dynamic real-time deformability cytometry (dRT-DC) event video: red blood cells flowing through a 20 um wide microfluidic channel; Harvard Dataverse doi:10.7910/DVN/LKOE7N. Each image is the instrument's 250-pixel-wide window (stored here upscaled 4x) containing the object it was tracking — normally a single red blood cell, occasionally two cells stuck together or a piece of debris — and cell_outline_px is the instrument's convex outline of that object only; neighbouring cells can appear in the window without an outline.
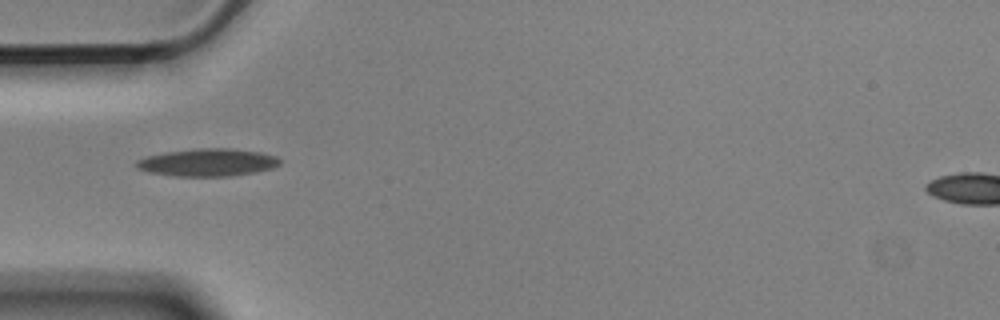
{"species": "Egyptian fruit bat (a non-hibernating species)", "species_latin": "Rousettus aegyptiacus", "temperature_condition": "cold", "stored_images_in_passage": 39, "camera_frame_rate_fps": 3000, "um_per_image_px": 0.085, "animal": {"sex": "male"}, "frame": {"image": 1, "passage_image": 1, "time_ms": 0.0, "image_size_px": [1000, 320], "cell_outline_px": [[280, 164], [272, 168], [256, 172], [228, 176], [172, 176], [148, 172], [136, 168], [136, 160], [148, 156], [164, 152], [192, 148], [232, 148], [260, 152], [276, 156], [280, 160]], "centroid_in_image_um": [17.63, 13.8], "position_along_channel_um": 67.4, "area_um2": 23.24}}
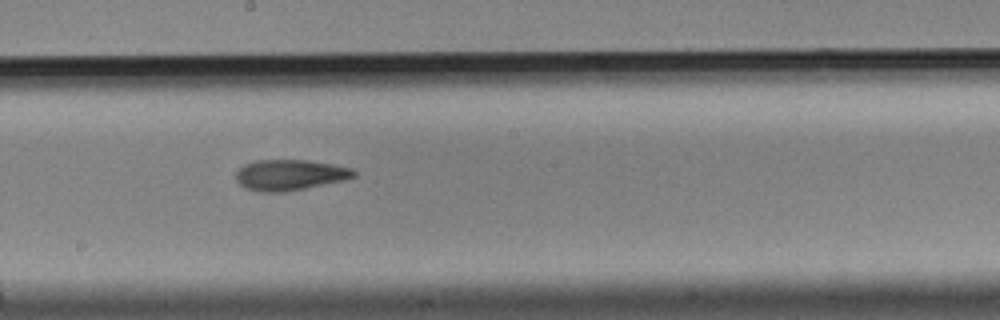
{"frame": {"image": 2, "passage_image": 14, "time_ms": 4.333, "image_size_px": [1000, 320], "cell_outline_px": [[356, 176], [344, 180], [284, 192], [260, 192], [244, 188], [236, 180], [236, 172], [244, 164], [256, 160], [308, 160], [332, 164], [352, 168], [356, 172]], "centroid_in_image_um": [24.62, 14.87], "position_along_channel_um": 223.6, "area_um2": 21.1}}
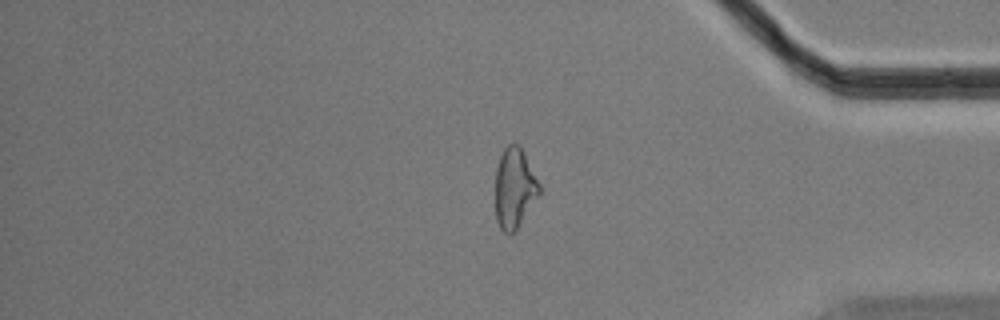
{"frame": {"image": 3, "passage_image": 30, "time_ms": 9.667, "image_size_px": [1000, 320], "cell_outline_px": [[540, 192], [516, 228], [508, 236], [500, 228], [496, 220], [496, 168], [500, 156], [504, 148], [508, 144], [520, 144], [540, 184]], "centroid_in_image_um": [43.71, 15.95], "position_along_channel_um": 391.5, "area_um2": 20.23}, "authors_computed_cell_mechanics": {"area_um2": 21.2126, "velocity_mm_per_s": 3.586, "shape_relaxation_time_tau1_ms": 9.0253, "shape_relaxation_time_tau2_ms": 4.0984, "deformation_change_tau1": 0.2313, "deformation_change_tau2": 0.1316}}